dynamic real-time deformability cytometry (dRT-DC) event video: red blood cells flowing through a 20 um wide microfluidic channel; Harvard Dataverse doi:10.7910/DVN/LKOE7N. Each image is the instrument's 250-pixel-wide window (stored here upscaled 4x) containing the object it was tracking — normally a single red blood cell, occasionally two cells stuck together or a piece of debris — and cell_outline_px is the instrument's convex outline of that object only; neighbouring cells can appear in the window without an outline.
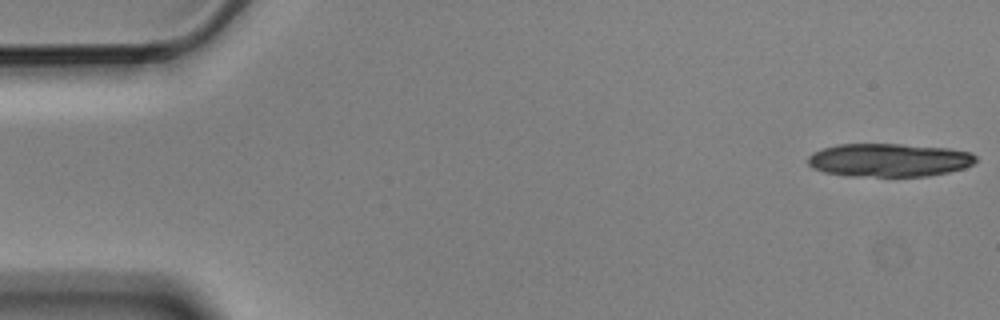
{"species": "Egyptian fruit bat (a non-hibernating species)", "species_latin": "Rousettus aegyptiacus", "temperature_condition": "cold", "stored_images_in_passage": 6, "camera_frame_rate_fps": 3000, "um_per_image_px": 0.085, "animal": {"sex": "male"}, "frame": {"image": 1, "passage_image": 1, "time_ms": 0.0, "image_size_px": [1000, 320], "cell_outline_px": [[976, 160], [972, 164], [964, 168], [948, 172], [928, 176], [848, 176], [824, 172], [812, 168], [808, 164], [808, 156], [812, 152], [836, 144], [900, 144], [948, 148], [972, 152], [976, 156]], "centroid_in_image_um": [75.55, 13.6], "position_along_channel_um": 9.4, "area_um2": 32.71}}